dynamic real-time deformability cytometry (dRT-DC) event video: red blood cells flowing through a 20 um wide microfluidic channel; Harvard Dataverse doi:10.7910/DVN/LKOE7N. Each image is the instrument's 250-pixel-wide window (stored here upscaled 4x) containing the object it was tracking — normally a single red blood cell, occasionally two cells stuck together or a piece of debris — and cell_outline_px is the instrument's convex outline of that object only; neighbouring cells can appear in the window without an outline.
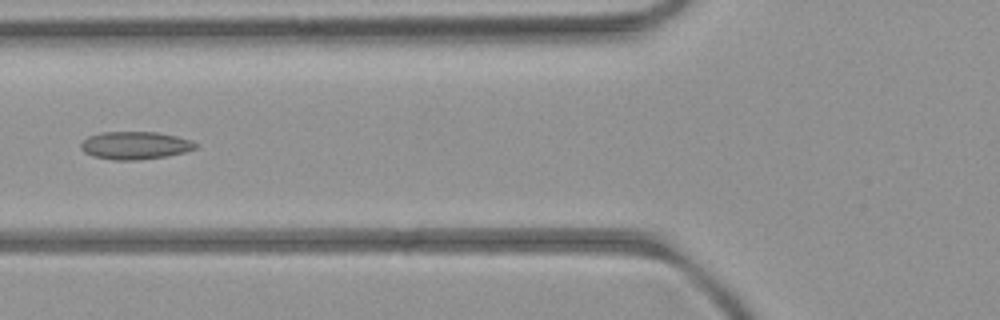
{"species": "common noctule bat (a hibernating species)", "species_latin": "Nyctalus noctula", "temperature_condition": "room temperature", "stored_images_in_passage": 7, "camera_frame_rate_fps": 3000, "um_per_image_px": 0.085, "animal": {"sex": "female", "body_mass_g": 21.9}, "frame": {"image": 1, "passage_image": 6, "time_ms": 5.667, "image_size_px": [1000, 320], "cell_outline_px": [[200, 144], [196, 148], [184, 152], [168, 156], [136, 160], [112, 160], [92, 156], [84, 152], [80, 148], [80, 144], [88, 136], [100, 132], [156, 132], [176, 136], [192, 140]], "centroid_in_image_um": [11.48, 12.36], "position_along_channel_um": 114.3, "area_um2": 18.73}}
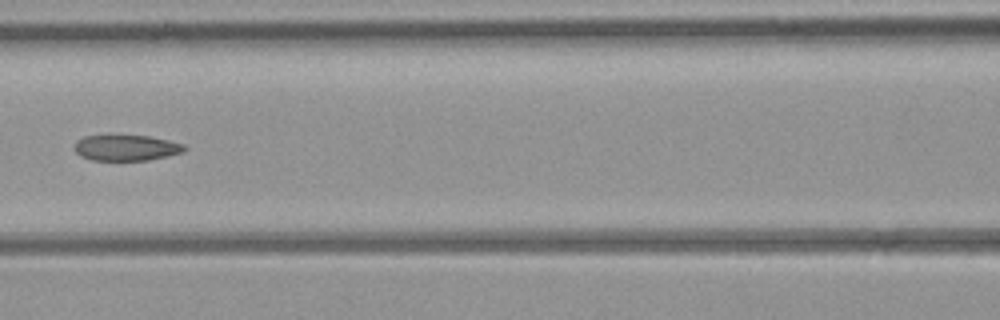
{"frame": {"image": 2, "passage_image": 7, "time_ms": 6.667, "image_size_px": [1000, 320], "cell_outline_px": [[188, 148], [184, 152], [148, 160], [92, 160], [80, 156], [72, 148], [76, 140], [84, 136], [148, 136], [168, 140], [184, 144]], "centroid_in_image_um": [10.71, 12.57], "position_along_channel_um": 155.9, "area_um2": 16.53}}